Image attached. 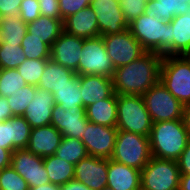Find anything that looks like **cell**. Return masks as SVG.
<instances>
[{
	"instance_id": "cell-49",
	"label": "cell",
	"mask_w": 190,
	"mask_h": 190,
	"mask_svg": "<svg viewBox=\"0 0 190 190\" xmlns=\"http://www.w3.org/2000/svg\"><path fill=\"white\" fill-rule=\"evenodd\" d=\"M183 122H184L185 128L188 131V134L190 136V104L184 106Z\"/></svg>"
},
{
	"instance_id": "cell-5",
	"label": "cell",
	"mask_w": 190,
	"mask_h": 190,
	"mask_svg": "<svg viewBox=\"0 0 190 190\" xmlns=\"http://www.w3.org/2000/svg\"><path fill=\"white\" fill-rule=\"evenodd\" d=\"M159 80L184 106L190 104V62L185 56H163Z\"/></svg>"
},
{
	"instance_id": "cell-23",
	"label": "cell",
	"mask_w": 190,
	"mask_h": 190,
	"mask_svg": "<svg viewBox=\"0 0 190 190\" xmlns=\"http://www.w3.org/2000/svg\"><path fill=\"white\" fill-rule=\"evenodd\" d=\"M76 76L73 70L48 59L37 87L54 94L55 89L68 85L69 80H73Z\"/></svg>"
},
{
	"instance_id": "cell-40",
	"label": "cell",
	"mask_w": 190,
	"mask_h": 190,
	"mask_svg": "<svg viewBox=\"0 0 190 190\" xmlns=\"http://www.w3.org/2000/svg\"><path fill=\"white\" fill-rule=\"evenodd\" d=\"M91 5V0H59L61 20Z\"/></svg>"
},
{
	"instance_id": "cell-3",
	"label": "cell",
	"mask_w": 190,
	"mask_h": 190,
	"mask_svg": "<svg viewBox=\"0 0 190 190\" xmlns=\"http://www.w3.org/2000/svg\"><path fill=\"white\" fill-rule=\"evenodd\" d=\"M128 29L146 52L170 56L169 21L158 20L144 13L130 22Z\"/></svg>"
},
{
	"instance_id": "cell-44",
	"label": "cell",
	"mask_w": 190,
	"mask_h": 190,
	"mask_svg": "<svg viewBox=\"0 0 190 190\" xmlns=\"http://www.w3.org/2000/svg\"><path fill=\"white\" fill-rule=\"evenodd\" d=\"M180 174H190V139L177 160Z\"/></svg>"
},
{
	"instance_id": "cell-1",
	"label": "cell",
	"mask_w": 190,
	"mask_h": 190,
	"mask_svg": "<svg viewBox=\"0 0 190 190\" xmlns=\"http://www.w3.org/2000/svg\"><path fill=\"white\" fill-rule=\"evenodd\" d=\"M163 55L145 52L133 62L115 69L112 76L114 92L119 95H143L160 79Z\"/></svg>"
},
{
	"instance_id": "cell-24",
	"label": "cell",
	"mask_w": 190,
	"mask_h": 190,
	"mask_svg": "<svg viewBox=\"0 0 190 190\" xmlns=\"http://www.w3.org/2000/svg\"><path fill=\"white\" fill-rule=\"evenodd\" d=\"M86 117L89 122L108 127L117 124V94L105 98L86 107Z\"/></svg>"
},
{
	"instance_id": "cell-4",
	"label": "cell",
	"mask_w": 190,
	"mask_h": 190,
	"mask_svg": "<svg viewBox=\"0 0 190 190\" xmlns=\"http://www.w3.org/2000/svg\"><path fill=\"white\" fill-rule=\"evenodd\" d=\"M152 125V119L141 95L117 94L118 130L149 137Z\"/></svg>"
},
{
	"instance_id": "cell-39",
	"label": "cell",
	"mask_w": 190,
	"mask_h": 190,
	"mask_svg": "<svg viewBox=\"0 0 190 190\" xmlns=\"http://www.w3.org/2000/svg\"><path fill=\"white\" fill-rule=\"evenodd\" d=\"M41 16L38 0H22L19 17L25 22L30 23Z\"/></svg>"
},
{
	"instance_id": "cell-33",
	"label": "cell",
	"mask_w": 190,
	"mask_h": 190,
	"mask_svg": "<svg viewBox=\"0 0 190 190\" xmlns=\"http://www.w3.org/2000/svg\"><path fill=\"white\" fill-rule=\"evenodd\" d=\"M26 84L16 68L0 70V96L9 97Z\"/></svg>"
},
{
	"instance_id": "cell-14",
	"label": "cell",
	"mask_w": 190,
	"mask_h": 190,
	"mask_svg": "<svg viewBox=\"0 0 190 190\" xmlns=\"http://www.w3.org/2000/svg\"><path fill=\"white\" fill-rule=\"evenodd\" d=\"M108 159L87 155L74 168V179L91 190L107 187Z\"/></svg>"
},
{
	"instance_id": "cell-46",
	"label": "cell",
	"mask_w": 190,
	"mask_h": 190,
	"mask_svg": "<svg viewBox=\"0 0 190 190\" xmlns=\"http://www.w3.org/2000/svg\"><path fill=\"white\" fill-rule=\"evenodd\" d=\"M12 152L9 149L0 147V171L11 166Z\"/></svg>"
},
{
	"instance_id": "cell-34",
	"label": "cell",
	"mask_w": 190,
	"mask_h": 190,
	"mask_svg": "<svg viewBox=\"0 0 190 190\" xmlns=\"http://www.w3.org/2000/svg\"><path fill=\"white\" fill-rule=\"evenodd\" d=\"M26 60L23 48L16 44H0V68L11 69L19 67Z\"/></svg>"
},
{
	"instance_id": "cell-36",
	"label": "cell",
	"mask_w": 190,
	"mask_h": 190,
	"mask_svg": "<svg viewBox=\"0 0 190 190\" xmlns=\"http://www.w3.org/2000/svg\"><path fill=\"white\" fill-rule=\"evenodd\" d=\"M10 124L12 125V144L17 149L26 148L32 127L25 120L24 116H12L10 118Z\"/></svg>"
},
{
	"instance_id": "cell-25",
	"label": "cell",
	"mask_w": 190,
	"mask_h": 190,
	"mask_svg": "<svg viewBox=\"0 0 190 190\" xmlns=\"http://www.w3.org/2000/svg\"><path fill=\"white\" fill-rule=\"evenodd\" d=\"M64 31L63 20L40 16L35 21L27 23V32L41 39L50 47Z\"/></svg>"
},
{
	"instance_id": "cell-11",
	"label": "cell",
	"mask_w": 190,
	"mask_h": 190,
	"mask_svg": "<svg viewBox=\"0 0 190 190\" xmlns=\"http://www.w3.org/2000/svg\"><path fill=\"white\" fill-rule=\"evenodd\" d=\"M81 137L88 155L110 159L116 143L118 129L88 122Z\"/></svg>"
},
{
	"instance_id": "cell-22",
	"label": "cell",
	"mask_w": 190,
	"mask_h": 190,
	"mask_svg": "<svg viewBox=\"0 0 190 190\" xmlns=\"http://www.w3.org/2000/svg\"><path fill=\"white\" fill-rule=\"evenodd\" d=\"M170 23V56H184L190 51V11L176 15Z\"/></svg>"
},
{
	"instance_id": "cell-41",
	"label": "cell",
	"mask_w": 190,
	"mask_h": 190,
	"mask_svg": "<svg viewBox=\"0 0 190 190\" xmlns=\"http://www.w3.org/2000/svg\"><path fill=\"white\" fill-rule=\"evenodd\" d=\"M12 125L10 119L0 122V147L9 149L11 152L17 148L12 144Z\"/></svg>"
},
{
	"instance_id": "cell-6",
	"label": "cell",
	"mask_w": 190,
	"mask_h": 190,
	"mask_svg": "<svg viewBox=\"0 0 190 190\" xmlns=\"http://www.w3.org/2000/svg\"><path fill=\"white\" fill-rule=\"evenodd\" d=\"M151 157L149 137L118 130L110 159L141 171Z\"/></svg>"
},
{
	"instance_id": "cell-10",
	"label": "cell",
	"mask_w": 190,
	"mask_h": 190,
	"mask_svg": "<svg viewBox=\"0 0 190 190\" xmlns=\"http://www.w3.org/2000/svg\"><path fill=\"white\" fill-rule=\"evenodd\" d=\"M102 38L115 69L133 62L146 52L129 29Z\"/></svg>"
},
{
	"instance_id": "cell-21",
	"label": "cell",
	"mask_w": 190,
	"mask_h": 190,
	"mask_svg": "<svg viewBox=\"0 0 190 190\" xmlns=\"http://www.w3.org/2000/svg\"><path fill=\"white\" fill-rule=\"evenodd\" d=\"M141 171L108 159L107 187L114 190H140Z\"/></svg>"
},
{
	"instance_id": "cell-37",
	"label": "cell",
	"mask_w": 190,
	"mask_h": 190,
	"mask_svg": "<svg viewBox=\"0 0 190 190\" xmlns=\"http://www.w3.org/2000/svg\"><path fill=\"white\" fill-rule=\"evenodd\" d=\"M0 190H29L25 179L12 166L0 171Z\"/></svg>"
},
{
	"instance_id": "cell-30",
	"label": "cell",
	"mask_w": 190,
	"mask_h": 190,
	"mask_svg": "<svg viewBox=\"0 0 190 190\" xmlns=\"http://www.w3.org/2000/svg\"><path fill=\"white\" fill-rule=\"evenodd\" d=\"M85 145L80 139L63 137L55 156L76 165L81 159L87 156Z\"/></svg>"
},
{
	"instance_id": "cell-17",
	"label": "cell",
	"mask_w": 190,
	"mask_h": 190,
	"mask_svg": "<svg viewBox=\"0 0 190 190\" xmlns=\"http://www.w3.org/2000/svg\"><path fill=\"white\" fill-rule=\"evenodd\" d=\"M54 106L53 94L37 87L35 95L28 104L23 116L32 128L51 125L52 109Z\"/></svg>"
},
{
	"instance_id": "cell-45",
	"label": "cell",
	"mask_w": 190,
	"mask_h": 190,
	"mask_svg": "<svg viewBox=\"0 0 190 190\" xmlns=\"http://www.w3.org/2000/svg\"><path fill=\"white\" fill-rule=\"evenodd\" d=\"M13 116L7 97L0 96V120L5 121Z\"/></svg>"
},
{
	"instance_id": "cell-31",
	"label": "cell",
	"mask_w": 190,
	"mask_h": 190,
	"mask_svg": "<svg viewBox=\"0 0 190 190\" xmlns=\"http://www.w3.org/2000/svg\"><path fill=\"white\" fill-rule=\"evenodd\" d=\"M36 90V86L26 84L22 88L18 89L17 92L12 93L11 96L7 97L13 116L24 115L28 104L35 95Z\"/></svg>"
},
{
	"instance_id": "cell-28",
	"label": "cell",
	"mask_w": 190,
	"mask_h": 190,
	"mask_svg": "<svg viewBox=\"0 0 190 190\" xmlns=\"http://www.w3.org/2000/svg\"><path fill=\"white\" fill-rule=\"evenodd\" d=\"M27 33V23L19 15L4 16L0 26V44L21 45Z\"/></svg>"
},
{
	"instance_id": "cell-50",
	"label": "cell",
	"mask_w": 190,
	"mask_h": 190,
	"mask_svg": "<svg viewBox=\"0 0 190 190\" xmlns=\"http://www.w3.org/2000/svg\"><path fill=\"white\" fill-rule=\"evenodd\" d=\"M29 190H60V186L50 182L48 184H44V185H40V186H37V187L29 188Z\"/></svg>"
},
{
	"instance_id": "cell-47",
	"label": "cell",
	"mask_w": 190,
	"mask_h": 190,
	"mask_svg": "<svg viewBox=\"0 0 190 190\" xmlns=\"http://www.w3.org/2000/svg\"><path fill=\"white\" fill-rule=\"evenodd\" d=\"M60 190H91L86 185L82 184L75 179L70 180L69 182L65 183L64 185L60 186Z\"/></svg>"
},
{
	"instance_id": "cell-48",
	"label": "cell",
	"mask_w": 190,
	"mask_h": 190,
	"mask_svg": "<svg viewBox=\"0 0 190 190\" xmlns=\"http://www.w3.org/2000/svg\"><path fill=\"white\" fill-rule=\"evenodd\" d=\"M179 190H190V174H180Z\"/></svg>"
},
{
	"instance_id": "cell-15",
	"label": "cell",
	"mask_w": 190,
	"mask_h": 190,
	"mask_svg": "<svg viewBox=\"0 0 190 190\" xmlns=\"http://www.w3.org/2000/svg\"><path fill=\"white\" fill-rule=\"evenodd\" d=\"M86 108H66L55 105L52 109L51 125H53L63 137H72L81 140L86 124Z\"/></svg>"
},
{
	"instance_id": "cell-42",
	"label": "cell",
	"mask_w": 190,
	"mask_h": 190,
	"mask_svg": "<svg viewBox=\"0 0 190 190\" xmlns=\"http://www.w3.org/2000/svg\"><path fill=\"white\" fill-rule=\"evenodd\" d=\"M38 2L42 16L61 19L59 0H38Z\"/></svg>"
},
{
	"instance_id": "cell-20",
	"label": "cell",
	"mask_w": 190,
	"mask_h": 190,
	"mask_svg": "<svg viewBox=\"0 0 190 190\" xmlns=\"http://www.w3.org/2000/svg\"><path fill=\"white\" fill-rule=\"evenodd\" d=\"M64 31L84 39L100 36L97 16L91 6L69 15L63 20Z\"/></svg>"
},
{
	"instance_id": "cell-9",
	"label": "cell",
	"mask_w": 190,
	"mask_h": 190,
	"mask_svg": "<svg viewBox=\"0 0 190 190\" xmlns=\"http://www.w3.org/2000/svg\"><path fill=\"white\" fill-rule=\"evenodd\" d=\"M115 67L106 52L102 36L83 38L78 75H101L112 78Z\"/></svg>"
},
{
	"instance_id": "cell-53",
	"label": "cell",
	"mask_w": 190,
	"mask_h": 190,
	"mask_svg": "<svg viewBox=\"0 0 190 190\" xmlns=\"http://www.w3.org/2000/svg\"><path fill=\"white\" fill-rule=\"evenodd\" d=\"M2 20H3V16L0 14V26H1Z\"/></svg>"
},
{
	"instance_id": "cell-38",
	"label": "cell",
	"mask_w": 190,
	"mask_h": 190,
	"mask_svg": "<svg viewBox=\"0 0 190 190\" xmlns=\"http://www.w3.org/2000/svg\"><path fill=\"white\" fill-rule=\"evenodd\" d=\"M120 8L124 14V18L128 22H132L140 15L145 13L147 0H119Z\"/></svg>"
},
{
	"instance_id": "cell-26",
	"label": "cell",
	"mask_w": 190,
	"mask_h": 190,
	"mask_svg": "<svg viewBox=\"0 0 190 190\" xmlns=\"http://www.w3.org/2000/svg\"><path fill=\"white\" fill-rule=\"evenodd\" d=\"M190 3L182 0H147L146 15H152L158 20L171 21L174 16L186 14Z\"/></svg>"
},
{
	"instance_id": "cell-27",
	"label": "cell",
	"mask_w": 190,
	"mask_h": 190,
	"mask_svg": "<svg viewBox=\"0 0 190 190\" xmlns=\"http://www.w3.org/2000/svg\"><path fill=\"white\" fill-rule=\"evenodd\" d=\"M43 163L51 183L62 186L74 179L75 165L55 155L44 157Z\"/></svg>"
},
{
	"instance_id": "cell-19",
	"label": "cell",
	"mask_w": 190,
	"mask_h": 190,
	"mask_svg": "<svg viewBox=\"0 0 190 190\" xmlns=\"http://www.w3.org/2000/svg\"><path fill=\"white\" fill-rule=\"evenodd\" d=\"M62 138V134L53 125L32 128L26 149L43 158L52 156Z\"/></svg>"
},
{
	"instance_id": "cell-52",
	"label": "cell",
	"mask_w": 190,
	"mask_h": 190,
	"mask_svg": "<svg viewBox=\"0 0 190 190\" xmlns=\"http://www.w3.org/2000/svg\"><path fill=\"white\" fill-rule=\"evenodd\" d=\"M101 190H114V189H111V188H109V187H104V188L101 189Z\"/></svg>"
},
{
	"instance_id": "cell-16",
	"label": "cell",
	"mask_w": 190,
	"mask_h": 190,
	"mask_svg": "<svg viewBox=\"0 0 190 190\" xmlns=\"http://www.w3.org/2000/svg\"><path fill=\"white\" fill-rule=\"evenodd\" d=\"M82 46L83 38L63 31L51 46L50 59L65 68L73 70L78 75Z\"/></svg>"
},
{
	"instance_id": "cell-43",
	"label": "cell",
	"mask_w": 190,
	"mask_h": 190,
	"mask_svg": "<svg viewBox=\"0 0 190 190\" xmlns=\"http://www.w3.org/2000/svg\"><path fill=\"white\" fill-rule=\"evenodd\" d=\"M22 0H0V14L4 16H17Z\"/></svg>"
},
{
	"instance_id": "cell-54",
	"label": "cell",
	"mask_w": 190,
	"mask_h": 190,
	"mask_svg": "<svg viewBox=\"0 0 190 190\" xmlns=\"http://www.w3.org/2000/svg\"><path fill=\"white\" fill-rule=\"evenodd\" d=\"M184 2L190 3V0H182V3Z\"/></svg>"
},
{
	"instance_id": "cell-29",
	"label": "cell",
	"mask_w": 190,
	"mask_h": 190,
	"mask_svg": "<svg viewBox=\"0 0 190 190\" xmlns=\"http://www.w3.org/2000/svg\"><path fill=\"white\" fill-rule=\"evenodd\" d=\"M53 96L55 105H59L63 109L84 108L78 75L73 80H69L68 85L55 89Z\"/></svg>"
},
{
	"instance_id": "cell-8",
	"label": "cell",
	"mask_w": 190,
	"mask_h": 190,
	"mask_svg": "<svg viewBox=\"0 0 190 190\" xmlns=\"http://www.w3.org/2000/svg\"><path fill=\"white\" fill-rule=\"evenodd\" d=\"M153 123L183 119L184 105L159 80L142 95Z\"/></svg>"
},
{
	"instance_id": "cell-7",
	"label": "cell",
	"mask_w": 190,
	"mask_h": 190,
	"mask_svg": "<svg viewBox=\"0 0 190 190\" xmlns=\"http://www.w3.org/2000/svg\"><path fill=\"white\" fill-rule=\"evenodd\" d=\"M140 181L143 190H179L177 161L151 157L141 170Z\"/></svg>"
},
{
	"instance_id": "cell-2",
	"label": "cell",
	"mask_w": 190,
	"mask_h": 190,
	"mask_svg": "<svg viewBox=\"0 0 190 190\" xmlns=\"http://www.w3.org/2000/svg\"><path fill=\"white\" fill-rule=\"evenodd\" d=\"M189 139L183 119L153 123L149 135L151 155L177 161Z\"/></svg>"
},
{
	"instance_id": "cell-13",
	"label": "cell",
	"mask_w": 190,
	"mask_h": 190,
	"mask_svg": "<svg viewBox=\"0 0 190 190\" xmlns=\"http://www.w3.org/2000/svg\"><path fill=\"white\" fill-rule=\"evenodd\" d=\"M90 6L97 16L100 36L121 33L129 28L119 0H91Z\"/></svg>"
},
{
	"instance_id": "cell-18",
	"label": "cell",
	"mask_w": 190,
	"mask_h": 190,
	"mask_svg": "<svg viewBox=\"0 0 190 190\" xmlns=\"http://www.w3.org/2000/svg\"><path fill=\"white\" fill-rule=\"evenodd\" d=\"M83 107L115 94L112 78L101 75H78Z\"/></svg>"
},
{
	"instance_id": "cell-12",
	"label": "cell",
	"mask_w": 190,
	"mask_h": 190,
	"mask_svg": "<svg viewBox=\"0 0 190 190\" xmlns=\"http://www.w3.org/2000/svg\"><path fill=\"white\" fill-rule=\"evenodd\" d=\"M11 166L25 179L29 188L50 183L43 157L31 153L26 148L12 152Z\"/></svg>"
},
{
	"instance_id": "cell-35",
	"label": "cell",
	"mask_w": 190,
	"mask_h": 190,
	"mask_svg": "<svg viewBox=\"0 0 190 190\" xmlns=\"http://www.w3.org/2000/svg\"><path fill=\"white\" fill-rule=\"evenodd\" d=\"M47 61L48 59H26L16 69L28 85L37 87Z\"/></svg>"
},
{
	"instance_id": "cell-51",
	"label": "cell",
	"mask_w": 190,
	"mask_h": 190,
	"mask_svg": "<svg viewBox=\"0 0 190 190\" xmlns=\"http://www.w3.org/2000/svg\"><path fill=\"white\" fill-rule=\"evenodd\" d=\"M184 56L190 62V51H188Z\"/></svg>"
},
{
	"instance_id": "cell-32",
	"label": "cell",
	"mask_w": 190,
	"mask_h": 190,
	"mask_svg": "<svg viewBox=\"0 0 190 190\" xmlns=\"http://www.w3.org/2000/svg\"><path fill=\"white\" fill-rule=\"evenodd\" d=\"M21 46L26 59H50L51 47L28 32L21 42Z\"/></svg>"
}]
</instances>
